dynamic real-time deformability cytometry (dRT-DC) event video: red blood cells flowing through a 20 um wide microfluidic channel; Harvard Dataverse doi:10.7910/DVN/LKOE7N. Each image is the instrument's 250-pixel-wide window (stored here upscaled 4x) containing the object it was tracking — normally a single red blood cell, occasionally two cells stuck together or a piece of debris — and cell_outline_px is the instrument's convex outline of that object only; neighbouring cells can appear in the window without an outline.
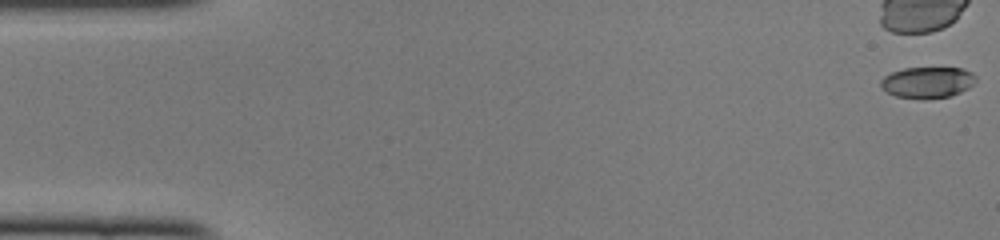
{"species": "common noctule bat (a hibernating species)", "species_latin": "Nyctalus noctula", "temperature_condition": "cold", "stored_images_in_passage": 6, "camera_frame_rate_fps": 3000, "um_per_image_px": 0.085, "animal": {"sex": "female", "body_mass_g": 22.0, "forearm_length_mm": 56.7}, "frame": {"image": 1, "passage_image": 1, "time_ms": 0.0, "image_size_px": [1000, 240], "cell_outline_px": [[976, 80], [968, 88], [960, 92], [948, 96], [924, 100], [896, 96], [888, 92], [880, 84], [880, 80], [884, 76], [892, 72], [904, 68], [964, 68], [972, 72], [976, 76]], "centroid_in_image_um": [78.84, 7.0], "position_along_channel_um": 6.2, "area_um2": 17.28}}